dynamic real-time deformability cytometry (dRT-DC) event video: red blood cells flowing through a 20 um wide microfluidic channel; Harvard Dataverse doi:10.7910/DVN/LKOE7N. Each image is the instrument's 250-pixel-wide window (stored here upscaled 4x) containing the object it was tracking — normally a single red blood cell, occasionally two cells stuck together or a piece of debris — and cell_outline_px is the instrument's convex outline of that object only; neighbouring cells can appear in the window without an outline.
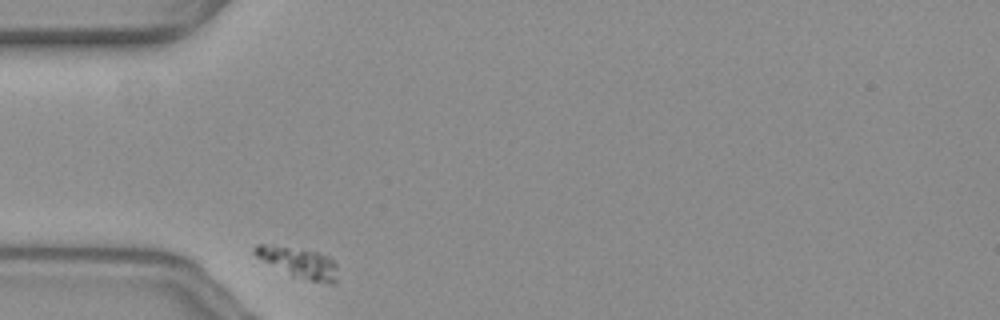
{"species": "common noctule bat (a hibernating species)", "species_latin": "Nyctalus noctula", "temperature_condition": "warm", "stored_images_in_passage": 35, "camera_frame_rate_fps": 3000, "um_per_image_px": 0.085, "animal": {"sex": "female", "body_mass_g": 19.3, "forearm_length_mm": 54.1}, "frame": {"image": 1, "passage_image": 1, "time_ms": 0.0, "image_size_px": [1000, 320], "cell_outline_px": [[336, 280], [332, 284], [328, 284], [292, 276], [256, 256], [252, 252], [252, 248], [256, 244], [264, 244], [316, 252], [328, 256], [336, 264]], "centroid_in_image_um": [25.39, 22.32], "position_along_channel_um": 59.6, "area_um2": 14.28}}
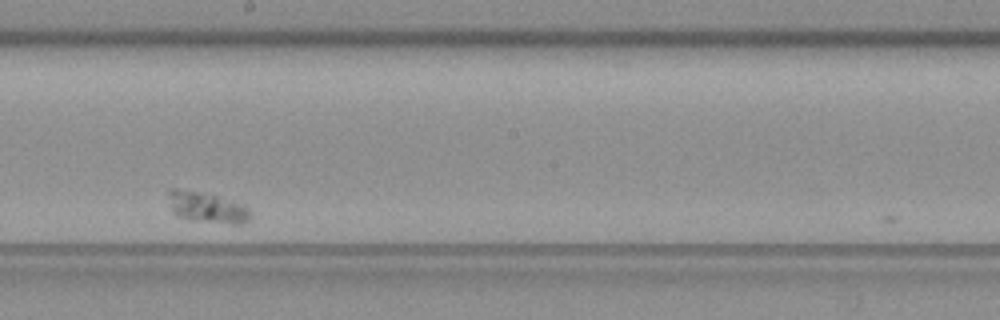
{"frame": {"image": 2, "passage_image": 20, "time_ms": 6.333, "image_size_px": [1000, 320], "cell_outline_px": [[248, 220], [240, 224], [232, 224], [192, 220], [176, 216], [172, 212], [168, 192], [168, 188], [176, 188], [200, 192], [232, 200], [244, 204], [248, 208]], "centroid_in_image_um": [17.55, 17.62], "position_along_channel_um": 230.6, "area_um2": 14.57}}
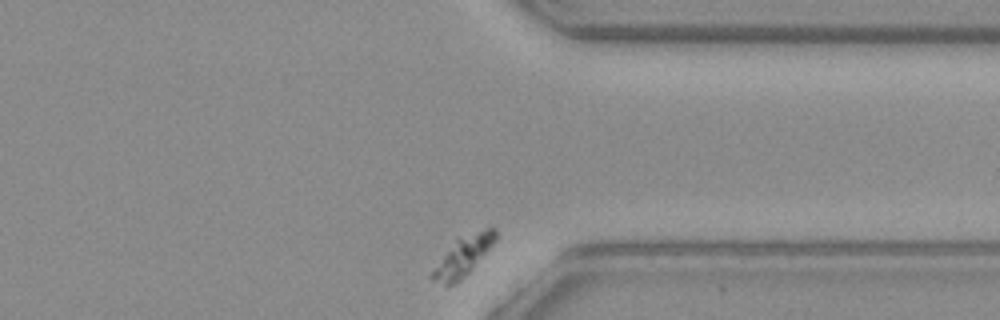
{"frame": {"image": 3, "passage_image": 35, "time_ms": 11.333, "image_size_px": [1000, 320], "cell_outline_px": [[496, 240], [468, 272], [456, 284], [444, 284], [432, 280], [428, 276], [456, 240], [488, 228], [496, 228]], "centroid_in_image_um": [39.35, 21.82], "position_along_channel_um": 372.1, "area_um2": 13.53}}